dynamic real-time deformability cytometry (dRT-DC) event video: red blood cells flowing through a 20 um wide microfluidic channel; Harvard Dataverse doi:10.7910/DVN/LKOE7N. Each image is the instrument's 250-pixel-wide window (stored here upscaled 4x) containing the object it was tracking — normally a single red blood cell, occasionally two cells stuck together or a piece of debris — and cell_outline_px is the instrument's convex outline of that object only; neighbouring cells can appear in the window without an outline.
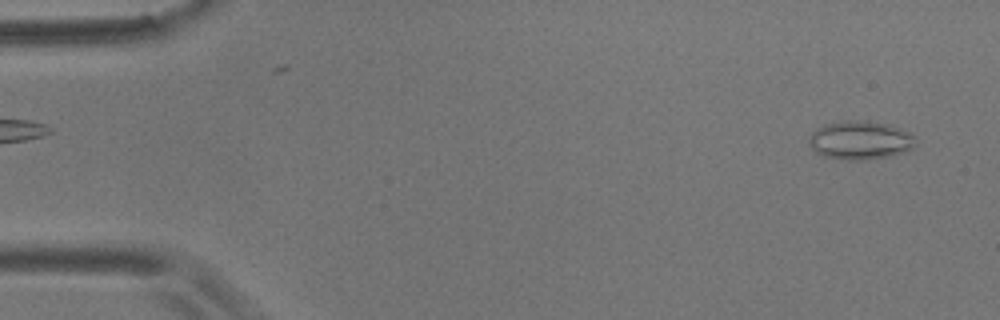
{"species": "common noctule bat (a hibernating species)", "species_latin": "Nyctalus noctula", "temperature_condition": "room temperature", "stored_images_in_passage": 54, "camera_frame_rate_fps": 3000, "um_per_image_px": 0.085, "animal": {"sex": "male", "body_mass_g": 17.9}, "frame": {"image": 1, "passage_image": 2, "time_ms": 0.333, "image_size_px": [1000, 320], "cell_outline_px": [[916, 144], [912, 148], [904, 152], [892, 156], [868, 160], [848, 160], [824, 156], [816, 152], [808, 144], [808, 136], [816, 128], [824, 124], [844, 120], [868, 120], [892, 124], [912, 132], [916, 136]], "centroid_in_image_um": [73.16, 11.9], "position_along_channel_um": 11.8, "area_um2": 24.74}}
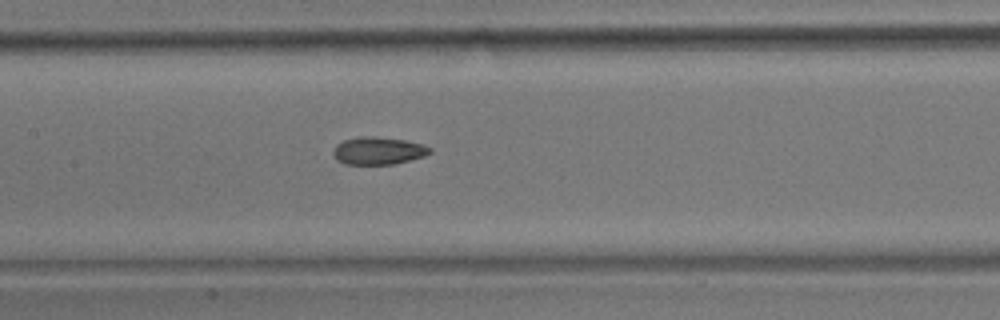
{"frame": {"image": 2, "passage_image": 25, "time_ms": 8.0, "image_size_px": [1000, 320], "cell_outline_px": [[432, 152], [424, 156], [392, 164], [344, 164], [336, 160], [332, 152], [336, 144], [344, 140], [360, 136], [372, 136], [404, 140], [420, 144], [432, 148]], "centroid_in_image_um": [32.11, 12.81], "position_along_channel_um": 175.3, "area_um2": 15.43}}
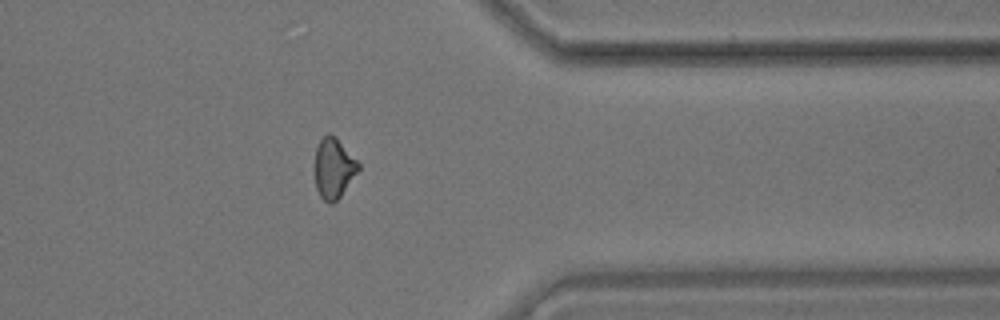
{"frame": {"image": 3, "passage_image": 43, "time_ms": 14.0, "image_size_px": [1000, 320], "cell_outline_px": [[360, 168], [340, 196], [332, 204], [328, 204], [320, 196], [316, 188], [316, 148], [320, 140], [328, 132], [336, 136], [360, 164]], "centroid_in_image_um": [28.37, 14.28], "position_along_channel_um": 383.0, "area_um2": 15.09}, "authors_computed_cell_mechanics": {"area_um2": 15.7216, "velocity_mm_per_s": 3.6589, "shape_relaxation_time_tau1_ms": null, "shape_relaxation_time_tau2_ms": 2.6395, "deformation_change_tau1": null, "deformation_change_tau2": 0.0809}}